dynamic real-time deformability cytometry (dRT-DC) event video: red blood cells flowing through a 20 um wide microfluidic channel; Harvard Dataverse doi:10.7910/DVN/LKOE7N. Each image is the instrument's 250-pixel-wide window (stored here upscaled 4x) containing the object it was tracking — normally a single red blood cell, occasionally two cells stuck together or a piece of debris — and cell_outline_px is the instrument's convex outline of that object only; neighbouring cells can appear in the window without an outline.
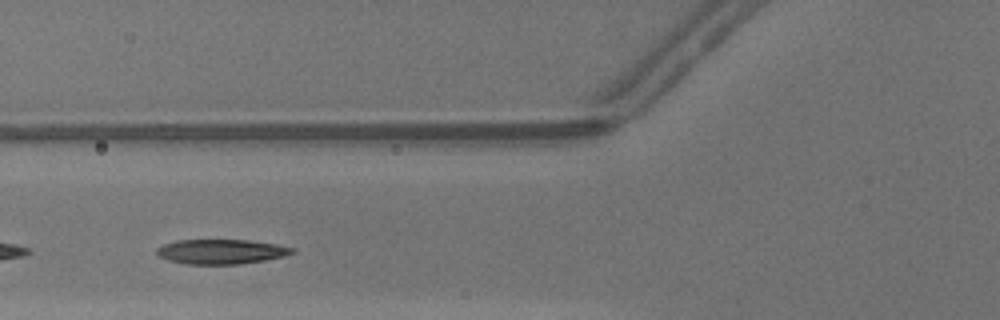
{"species": "common noctule bat (a hibernating species)", "species_latin": "Nyctalus noctula", "temperature_condition": "warm", "stored_images_in_passage": 31, "camera_frame_rate_fps": 3000, "um_per_image_px": 0.085, "animal": {"sex": "male", "body_mass_g": 13.3}, "frame": {"image": 1, "passage_image": 12, "time_ms": 3.667, "image_size_px": [1000, 320], "cell_outline_px": [[296, 252], [284, 256], [264, 260], [240, 264], [184, 264], [168, 260], [156, 256], [156, 248], [164, 244], [176, 240], [248, 240], [276, 244], [296, 248]], "centroid_in_image_um": [18.78, 21.39], "position_along_channel_um": 107.0, "area_um2": 19.65}}
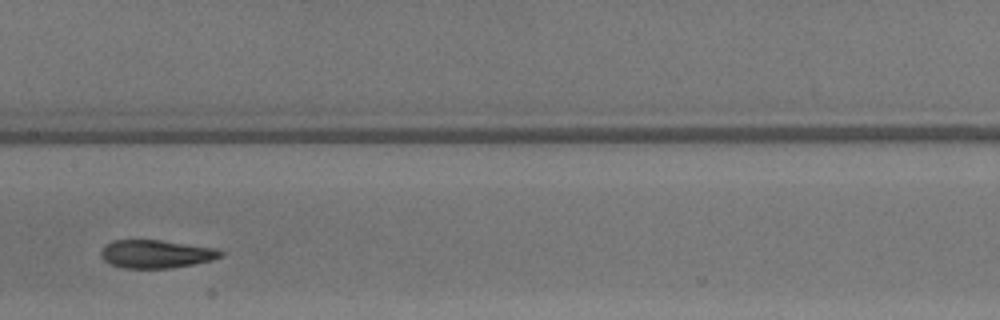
{"frame": {"image": 2, "passage_image": 18, "time_ms": 5.667, "image_size_px": [1000, 320], "cell_outline_px": [[224, 252], [220, 256], [212, 260], [192, 264], [168, 268], [124, 268], [108, 264], [100, 256], [100, 252], [112, 240], [160, 240], [216, 248]], "centroid_in_image_um": [13.24, 21.59], "position_along_channel_um": 194.2, "area_um2": 19.48}}
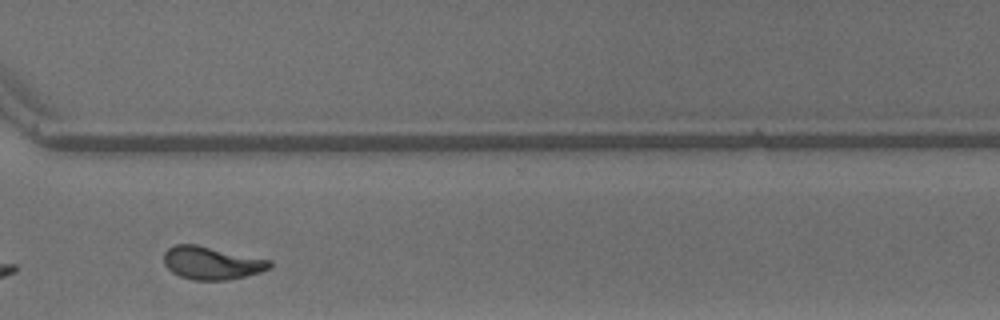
{"frame": {"image": 3, "passage_image": 29, "time_ms": 9.333, "image_size_px": [1000, 320], "cell_outline_px": [[272, 268], [260, 272], [244, 276], [224, 280], [192, 280], [180, 276], [172, 272], [164, 264], [164, 252], [168, 248], [176, 244], [196, 244], [272, 260]], "centroid_in_image_um": [18.0, 22.34], "position_along_channel_um": 352.6, "area_um2": 20.35}, "authors_computed_cell_mechanics": {"area_um2": 20.2878, "velocity_mm_per_s": 4.3377, "shape_relaxation_time_tau1_ms": 5.8748, "shape_relaxation_time_tau2_ms": 2.1515, "deformation_change_tau1": 0.233, "deformation_change_tau2": 0.1002}}